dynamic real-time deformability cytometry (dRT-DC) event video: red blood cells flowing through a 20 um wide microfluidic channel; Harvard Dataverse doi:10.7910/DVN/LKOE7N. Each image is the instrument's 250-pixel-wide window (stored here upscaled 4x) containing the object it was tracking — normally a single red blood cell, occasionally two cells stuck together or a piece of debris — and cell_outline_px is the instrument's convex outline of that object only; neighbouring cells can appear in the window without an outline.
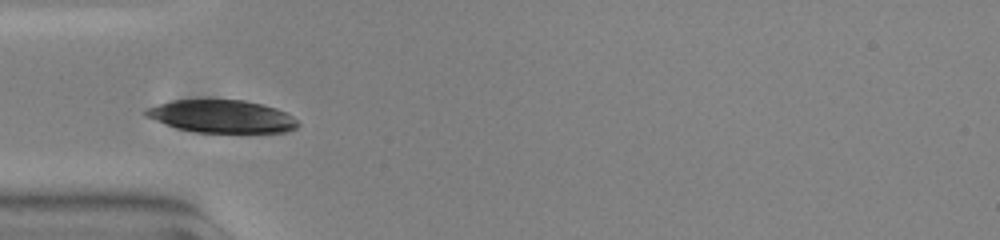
{"species": "common noctule bat (a hibernating species)", "species_latin": "Nyctalus noctula", "temperature_condition": "warm", "stored_images_in_passage": 27, "camera_frame_rate_fps": 3000, "um_per_image_px": 0.085, "animal": {"sex": "female", "body_mass_g": 23.0, "forearm_length_mm": 53.4}, "frame": {"image": 1, "passage_image": 1, "time_ms": 0.0, "image_size_px": [1000, 240], "cell_outline_px": [[300, 124], [296, 128], [284, 132], [196, 132], [176, 128], [144, 116], [144, 112], [148, 108], [172, 100], [244, 100], [276, 108], [292, 116]], "centroid_in_image_um": [18.84, 9.9], "position_along_channel_um": 66.2, "area_um2": 28.67}}